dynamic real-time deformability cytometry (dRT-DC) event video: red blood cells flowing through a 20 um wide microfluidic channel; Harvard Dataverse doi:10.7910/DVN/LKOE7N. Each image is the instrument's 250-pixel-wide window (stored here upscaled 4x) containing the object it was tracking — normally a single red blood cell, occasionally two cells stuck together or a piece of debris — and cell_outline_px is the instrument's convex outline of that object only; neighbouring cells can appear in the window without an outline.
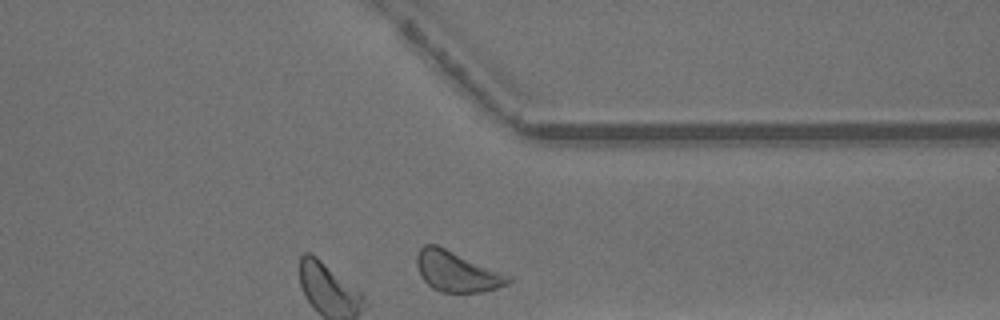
{"species": "common noctule bat (a hibernating species)", "species_latin": "Nyctalus noctula", "temperature_condition": "warm", "stored_images_in_passage": 24, "camera_frame_rate_fps": 3000, "um_per_image_px": 0.085, "animal": {"sex": "male", "body_mass_g": 13.3}, "frame": {"image": 1, "passage_image": 24, "time_ms": 7.667, "image_size_px": [1000, 320], "cell_outline_px": [[512, 280], [508, 284], [484, 292], [440, 292], [432, 288], [420, 276], [416, 264], [416, 256], [420, 248], [424, 244], [436, 244], [512, 276]], "centroid_in_image_um": [38.82, 23.08], "position_along_channel_um": 372.6, "area_um2": 21.62}, "authors_computed_cell_mechanics": {"area_um2": 19.9699, "velocity_mm_per_s": 4.3194, "shape_relaxation_time_tau1_ms": 1.8814, "shape_relaxation_time_tau2_ms": 1.5076, "deformation_change_tau1": 0.1126, "deformation_change_tau2": 0.0663}}